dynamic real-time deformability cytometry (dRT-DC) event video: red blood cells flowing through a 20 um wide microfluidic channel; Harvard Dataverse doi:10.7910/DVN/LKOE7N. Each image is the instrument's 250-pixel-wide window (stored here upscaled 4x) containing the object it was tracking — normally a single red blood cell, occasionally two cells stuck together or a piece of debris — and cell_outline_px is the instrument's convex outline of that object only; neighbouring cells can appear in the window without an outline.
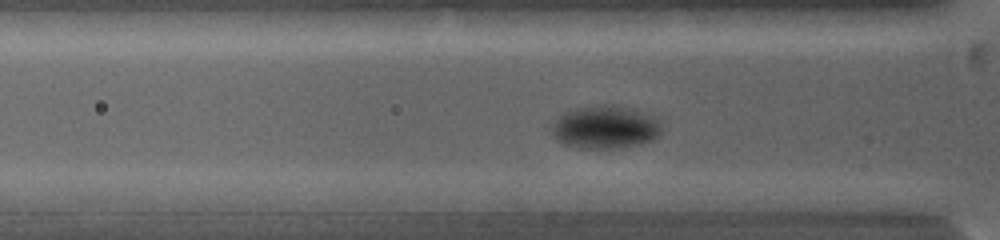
{"species": "common noctule bat (a hibernating species)", "species_latin": "Nyctalus noctula", "temperature_condition": "warm", "stored_images_in_passage": 33, "camera_frame_rate_fps": 5000, "um_per_image_px": 0.085, "animal": {"sex": "female", "body_mass_g": 19.0, "forearm_length_mm": 53.3}, "frame": {"image": 1, "passage_image": 10, "time_ms": 3.4, "image_size_px": [1000, 240], "cell_outline_px": [[660, 132], [652, 140], [636, 144], [616, 148], [580, 148], [560, 144], [556, 140], [552, 132], [552, 124], [564, 112], [576, 108], [600, 104], [612, 104], [636, 108], [660, 120]], "centroid_in_image_um": [51.42, 10.79], "position_along_channel_um": 74.4, "area_um2": 27.69}}
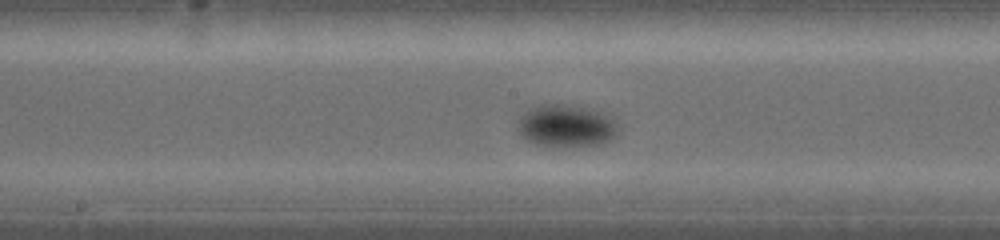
{"frame": {"image": 2, "passage_image": 19, "time_ms": 6.8, "image_size_px": [1000, 240], "cell_outline_px": [[620, 128], [608, 140], [600, 144], [572, 148], [552, 148], [536, 144], [520, 136], [516, 128], [520, 116], [528, 108], [536, 104], [576, 104], [592, 108], [604, 112], [612, 116]], "centroid_in_image_um": [48.1, 10.69], "position_along_channel_um": 200.1, "area_um2": 26.01}}
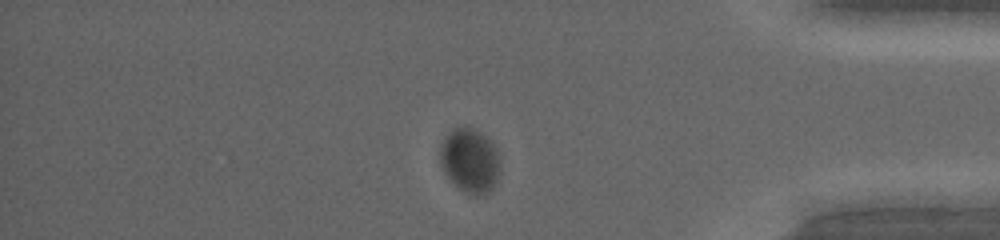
{"frame": {"image": 3, "passage_image": 30, "time_ms": 12.8, "image_size_px": [1000, 240], "cell_outline_px": [[500, 168], [496, 180], [492, 188], [488, 192], [476, 196], [464, 192], [444, 172], [440, 164], [440, 144], [448, 132], [452, 128], [472, 128], [480, 132], [500, 152]], "centroid_in_image_um": [39.94, 13.64], "position_along_channel_um": 395.3, "area_um2": 22.37}, "authors_computed_cell_mechanics": {"area_um2": 25.0852, "velocity_mm_per_s": 3.6977, "shape_relaxation_time_tau1_ms": 1.4625, "shape_relaxation_time_tau2_ms": null, "deformation_change_tau1": 0.0597, "deformation_change_tau2": null}}